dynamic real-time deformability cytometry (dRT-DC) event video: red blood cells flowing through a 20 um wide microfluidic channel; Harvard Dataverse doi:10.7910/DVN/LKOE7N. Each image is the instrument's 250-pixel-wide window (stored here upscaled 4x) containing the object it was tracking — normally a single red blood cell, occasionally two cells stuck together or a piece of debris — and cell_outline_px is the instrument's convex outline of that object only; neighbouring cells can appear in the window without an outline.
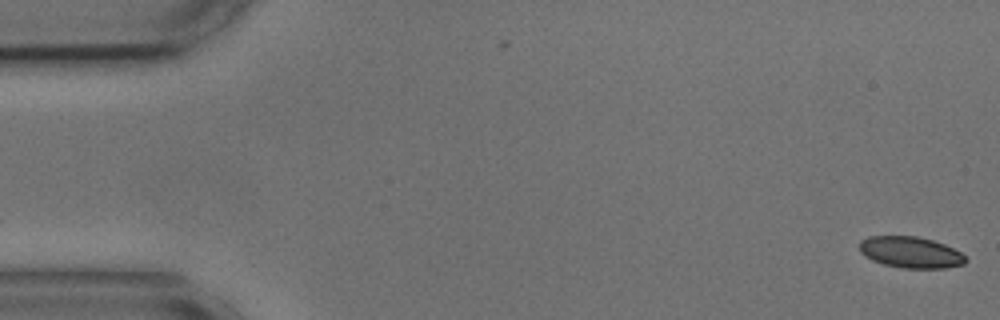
{"species": "common noctule bat (a hibernating species)", "species_latin": "Nyctalus noctula", "temperature_condition": "cold", "stored_images_in_passage": 55, "camera_frame_rate_fps": 3000, "um_per_image_px": 0.085, "animal": {"sex": "male", "body_mass_g": 17.9, "forearm_length_mm": 54.2}, "frame": {"image": 1, "passage_image": 1, "time_ms": 0.0, "image_size_px": [1000, 320], "cell_outline_px": [[968, 260], [964, 264], [944, 268], [904, 268], [884, 264], [872, 260], [864, 256], [860, 252], [860, 240], [868, 236], [916, 236], [932, 240], [944, 244], [960, 252]], "centroid_in_image_um": [77.38, 21.44], "position_along_channel_um": 7.6, "area_um2": 19.31}}
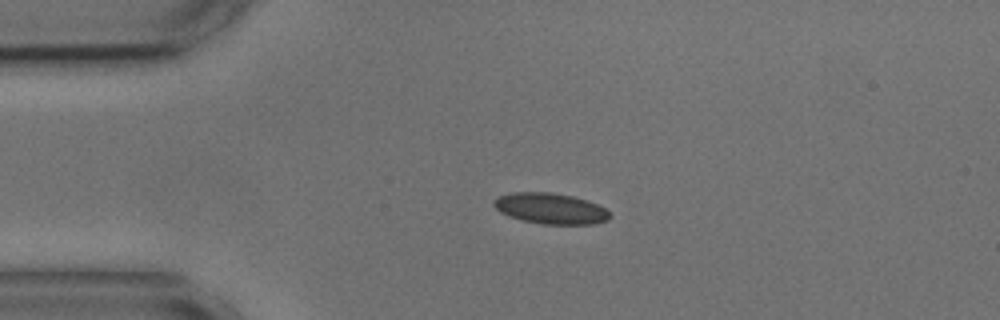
{"frame": {"image": 2, "passage_image": 12, "time_ms": 3.667, "image_size_px": [1000, 320], "cell_outline_px": [[612, 216], [608, 220], [596, 224], [544, 224], [524, 220], [508, 216], [500, 212], [492, 204], [492, 200], [500, 196], [512, 192], [548, 192], [572, 196], [596, 204], [604, 208]], "centroid_in_image_um": [46.78, 17.72], "position_along_channel_um": 38.2, "area_um2": 20.69}}
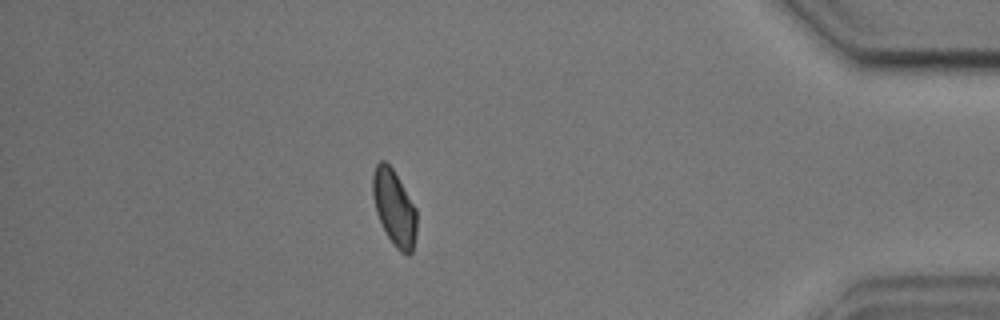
{"frame": {"image": 3, "passage_image": 48, "time_ms": 15.667, "image_size_px": [1000, 320], "cell_outline_px": [[416, 236], [412, 252], [408, 256], [400, 252], [392, 244], [384, 232], [376, 212], [372, 196], [372, 176], [376, 164], [380, 160], [384, 160], [392, 168], [416, 208]], "centroid_in_image_um": [33.49, 17.7], "position_along_channel_um": 401.7, "area_um2": 19.59}, "authors_computed_cell_mechanics": {"area_um2": 19.941, "velocity_mm_per_s": 3.6234, "shape_relaxation_time_tau1_ms": 10.2174, "shape_relaxation_time_tau2_ms": 2.1721, "deformation_change_tau1": 0.1266, "deformation_change_tau2": 0.0728}}